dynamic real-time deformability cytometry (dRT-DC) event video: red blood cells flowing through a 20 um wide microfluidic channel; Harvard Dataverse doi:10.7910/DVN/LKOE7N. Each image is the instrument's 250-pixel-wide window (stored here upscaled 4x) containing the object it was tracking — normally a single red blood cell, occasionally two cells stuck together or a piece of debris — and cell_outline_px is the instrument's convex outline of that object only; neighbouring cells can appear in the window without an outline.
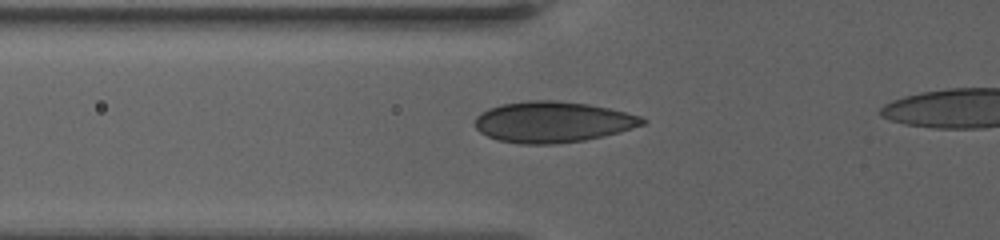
{"species": "human", "species_latin": "Homo sapiens", "temperature_condition": "warm", "stored_images_in_passage": 19, "camera_frame_rate_fps": 3000, "um_per_image_px": 0.085, "donor": {"sex": "female"}, "frame": {"image": 1, "passage_image": 5, "time_ms": 2.667, "image_size_px": [1000, 240], "cell_outline_px": [[648, 120], [644, 124], [620, 132], [604, 136], [584, 140], [556, 144], [520, 144], [500, 140], [488, 136], [480, 132], [476, 128], [476, 116], [480, 112], [488, 108], [500, 104], [528, 100], [552, 100], [588, 104], [608, 108], [640, 116]], "centroid_in_image_um": [46.97, 10.36], "position_along_channel_um": 78.8, "area_um2": 39.94}}
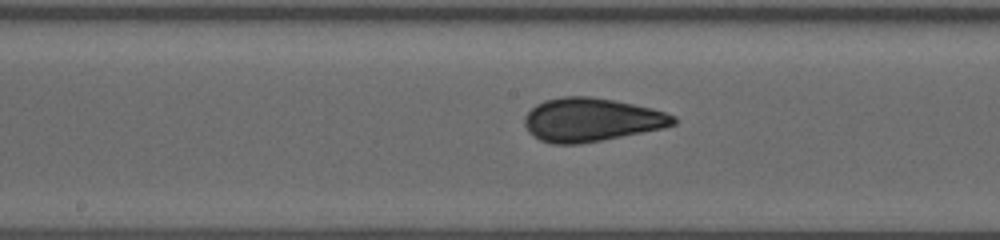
{"frame": {"image": 2, "passage_image": 11, "time_ms": 6.333, "image_size_px": [1000, 240], "cell_outline_px": [[676, 124], [664, 128], [580, 144], [552, 144], [540, 140], [532, 136], [528, 132], [524, 124], [524, 116], [536, 104], [544, 100], [564, 96], [588, 96], [612, 100], [652, 108], [676, 116]], "centroid_in_image_um": [50.23, 10.18], "position_along_channel_um": 198.0, "area_um2": 37.74}}
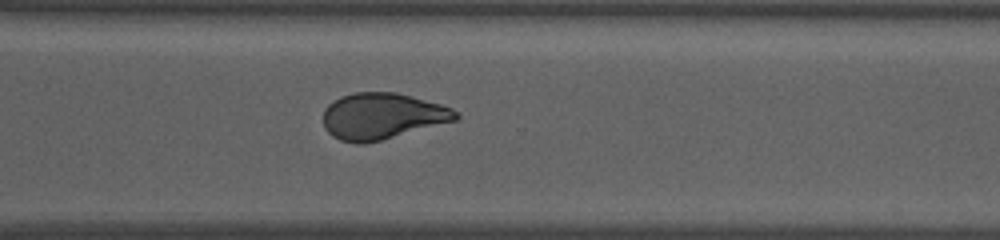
{"frame": {"image": 3, "passage_image": 19, "time_ms": 10.667, "image_size_px": [1000, 240], "cell_outline_px": [[460, 116], [456, 120], [380, 140], [364, 144], [356, 144], [340, 140], [332, 136], [324, 128], [324, 108], [328, 104], [340, 96], [356, 92], [396, 92], [440, 104], [452, 108], [460, 112]], "centroid_in_image_um": [32.47, 9.87], "position_along_channel_um": 338.1, "area_um2": 35.66}}